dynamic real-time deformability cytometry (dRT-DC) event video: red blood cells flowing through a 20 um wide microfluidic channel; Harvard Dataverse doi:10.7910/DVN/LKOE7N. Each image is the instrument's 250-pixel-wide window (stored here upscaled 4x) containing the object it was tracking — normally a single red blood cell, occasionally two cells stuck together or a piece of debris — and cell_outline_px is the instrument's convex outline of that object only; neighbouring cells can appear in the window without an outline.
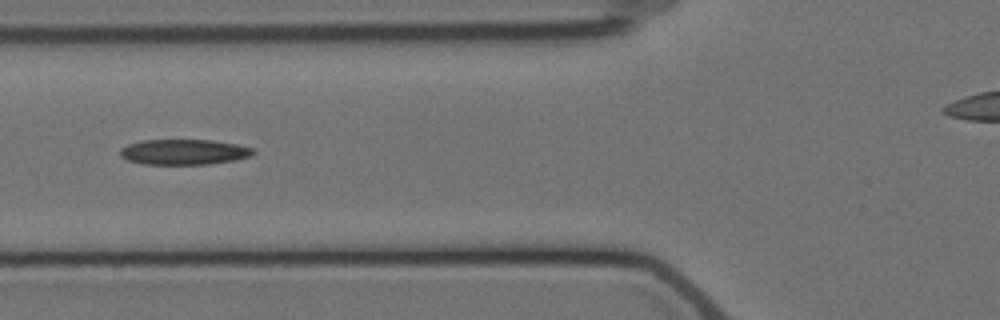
{"species": "Egyptian fruit bat (a non-hibernating species)", "species_latin": "Rousettus aegyptiacus", "temperature_condition": "cold", "stored_images_in_passage": 12, "camera_frame_rate_fps": 3000, "um_per_image_px": 0.085, "animal": {"sex": "female"}, "frame": {"image": 1, "passage_image": 2, "time_ms": 1.333, "image_size_px": [1000, 320], "cell_outline_px": [[256, 152], [252, 156], [236, 160], [208, 164], [140, 164], [128, 160], [120, 156], [120, 148], [128, 144], [140, 140], [212, 140], [236, 144], [252, 148]], "centroid_in_image_um": [15.63, 12.92], "position_along_channel_um": 110.2, "area_um2": 19.83}}
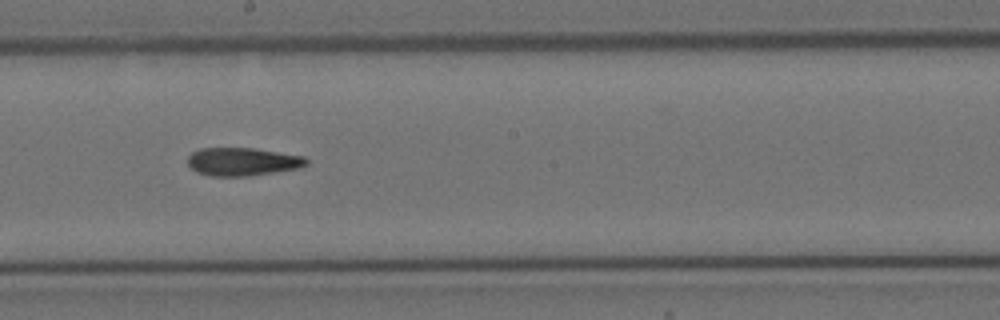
{"frame": {"image": 2, "passage_image": 5, "time_ms": 4.667, "image_size_px": [1000, 320], "cell_outline_px": [[308, 164], [300, 168], [248, 176], [212, 176], [196, 172], [188, 164], [188, 156], [192, 152], [200, 148], [252, 148], [304, 156], [308, 160]], "centroid_in_image_um": [20.61, 13.74], "position_along_channel_um": 227.6, "area_um2": 19.42}}
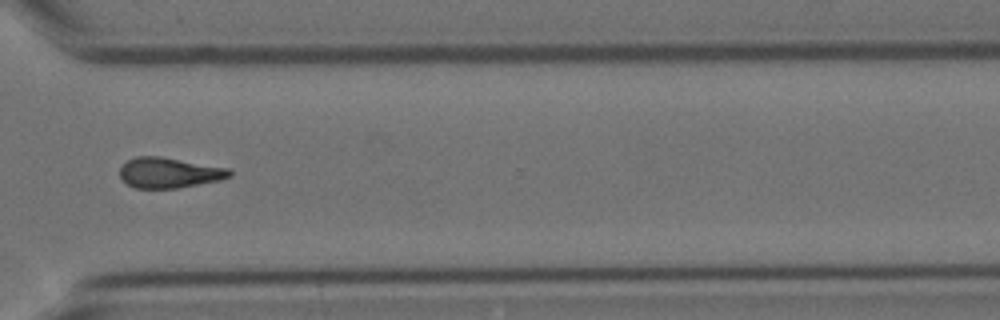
{"frame": {"image": 3, "passage_image": 8, "time_ms": 8.333, "image_size_px": [1000, 320], "cell_outline_px": [[232, 176], [220, 180], [180, 188], [136, 188], [120, 180], [120, 168], [128, 160], [136, 156], [160, 156], [228, 168], [232, 172]], "centroid_in_image_um": [14.37, 14.69], "position_along_channel_um": 356.2, "area_um2": 19.48}, "authors_computed_cell_mechanics": {"area_um2": 19.652, "velocity_mm_per_s": 3.5231, "shape_relaxation_time_tau1_ms": null, "shape_relaxation_time_tau2_ms": 3.0349, "deformation_change_tau1": null, "deformation_change_tau2": 0.1035}}